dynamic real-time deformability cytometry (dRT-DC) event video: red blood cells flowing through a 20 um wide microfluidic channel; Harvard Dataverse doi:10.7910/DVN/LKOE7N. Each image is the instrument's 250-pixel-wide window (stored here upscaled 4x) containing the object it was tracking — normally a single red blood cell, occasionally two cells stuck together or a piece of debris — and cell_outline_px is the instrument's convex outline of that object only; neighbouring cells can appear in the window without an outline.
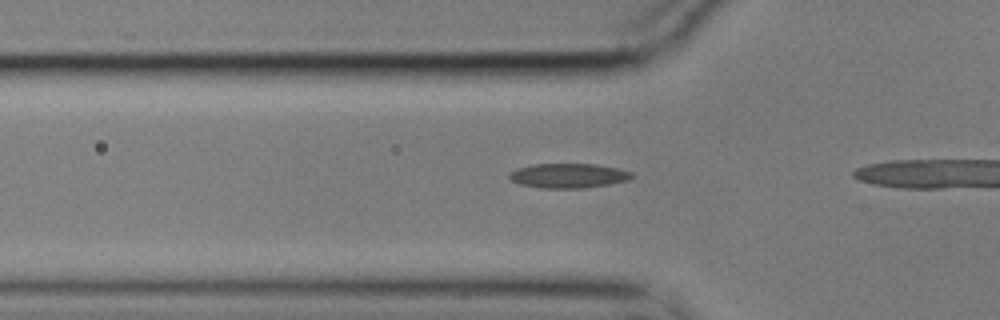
{"species": "common noctule bat (a hibernating species)", "species_latin": "Nyctalus noctula", "temperature_condition": "cold", "stored_images_in_passage": 12, "camera_frame_rate_fps": 3000, "um_per_image_px": 0.085, "animal": {"sex": "male", "body_mass_g": 17.9}, "frame": {"image": 1, "passage_image": 6, "time_ms": 1.667, "image_size_px": [1000, 320], "cell_outline_px": [[632, 176], [628, 180], [608, 184], [580, 188], [540, 188], [520, 184], [512, 180], [508, 176], [516, 168], [532, 164], [596, 164], [616, 168], [632, 172]], "centroid_in_image_um": [48.28, 14.93], "position_along_channel_um": 77.5, "area_um2": 17.34}}
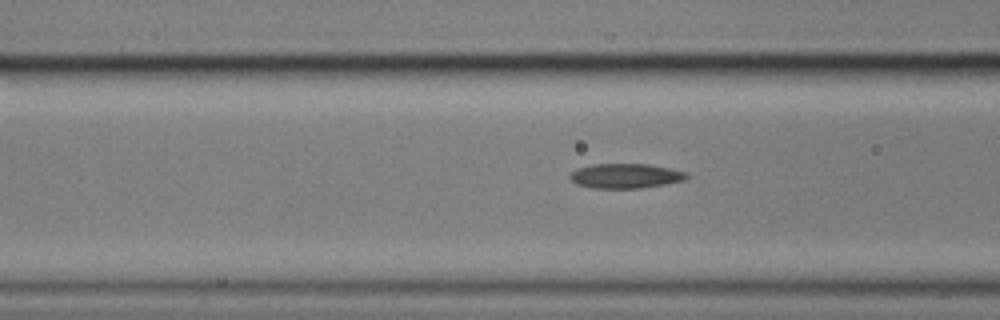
{"frame": {"image": 2, "passage_image": 9, "time_ms": 2.667, "image_size_px": [1000, 320], "cell_outline_px": [[688, 176], [684, 180], [664, 184], [640, 188], [592, 188], [576, 184], [568, 176], [576, 168], [592, 164], [648, 164], [688, 172]], "centroid_in_image_um": [53.14, 14.95], "position_along_channel_um": 113.5, "area_um2": 16.76}}